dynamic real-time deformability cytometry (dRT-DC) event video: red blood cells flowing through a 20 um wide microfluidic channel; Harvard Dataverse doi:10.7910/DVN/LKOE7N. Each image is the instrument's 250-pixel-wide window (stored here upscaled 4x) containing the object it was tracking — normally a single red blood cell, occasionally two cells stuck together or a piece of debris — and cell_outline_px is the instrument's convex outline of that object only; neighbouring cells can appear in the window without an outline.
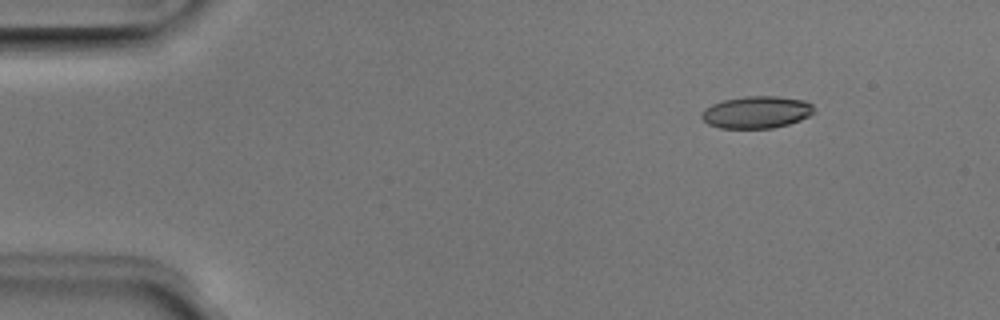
{"species": "Egyptian fruit bat (a non-hibernating species)", "species_latin": "Rousettus aegyptiacus", "temperature_condition": "room temperature", "stored_images_in_passage": 45, "camera_frame_rate_fps": 3000, "um_per_image_px": 0.085, "animal": {"sex": "male"}, "frame": {"image": 1, "passage_image": 1, "time_ms": 0.0, "image_size_px": [1000, 320], "cell_outline_px": [[816, 112], [800, 120], [788, 124], [772, 128], [720, 128], [708, 124], [700, 116], [704, 108], [712, 104], [724, 100], [744, 96], [776, 96], [804, 100], [812, 104]], "centroid_in_image_um": [64.31, 9.53], "position_along_channel_um": 20.7, "area_um2": 21.1}}
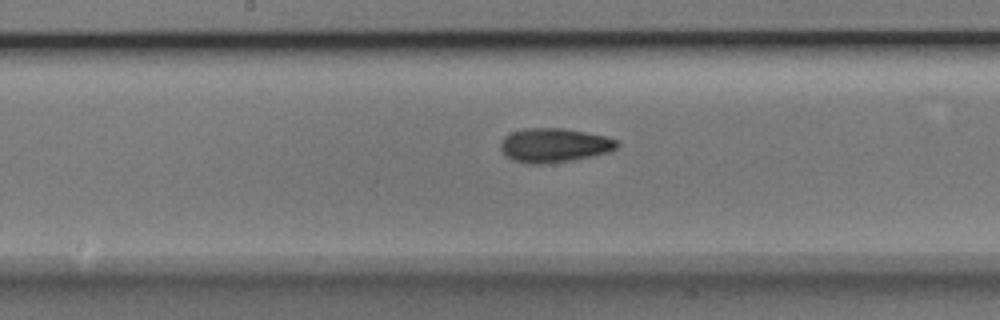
{"frame": {"image": 2, "passage_image": 21, "time_ms": 6.667, "image_size_px": [1000, 320], "cell_outline_px": [[620, 144], [616, 148], [608, 152], [592, 156], [572, 160], [544, 164], [528, 164], [512, 160], [504, 156], [500, 148], [500, 144], [504, 136], [512, 132], [524, 128], [564, 128], [608, 136], [616, 140]], "centroid_in_image_um": [47.08, 12.35], "position_along_channel_um": 201.1, "area_um2": 23.41}}
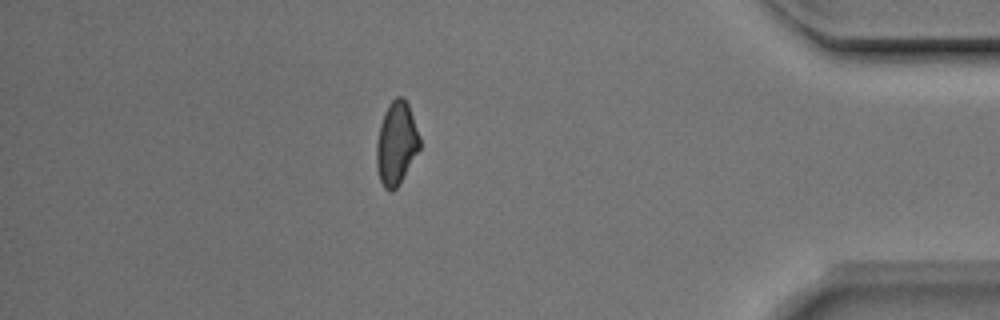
{"frame": {"image": 3, "passage_image": 39, "time_ms": 12.667, "image_size_px": [1000, 320], "cell_outline_px": [[420, 148], [400, 184], [392, 192], [388, 192], [384, 188], [380, 180], [376, 168], [376, 144], [380, 124], [384, 112], [388, 104], [396, 96], [400, 96], [408, 104], [420, 136]], "centroid_in_image_um": [33.68, 12.22], "position_along_channel_um": 401.5, "area_um2": 21.1}, "authors_computed_cell_mechanics": {"area_um2": 21.675, "velocity_mm_per_s": 3.9969, "shape_relaxation_time_tau1_ms": 4.6822, "shape_relaxation_time_tau2_ms": 3.29, "deformation_change_tau1": 0.134, "deformation_change_tau2": 0.1004}}